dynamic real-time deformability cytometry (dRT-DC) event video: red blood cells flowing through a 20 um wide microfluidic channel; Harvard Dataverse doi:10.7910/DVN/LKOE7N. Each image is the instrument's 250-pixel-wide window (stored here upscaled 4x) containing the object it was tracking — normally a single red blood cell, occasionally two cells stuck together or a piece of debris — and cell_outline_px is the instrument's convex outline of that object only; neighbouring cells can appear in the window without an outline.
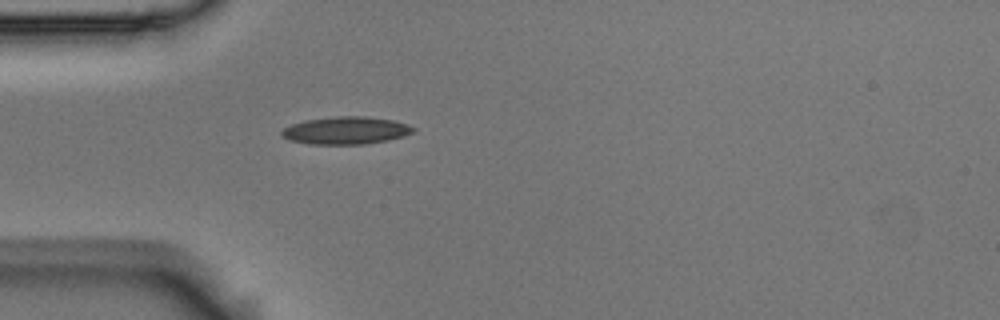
{"species": "Egyptian fruit bat (a non-hibernating species)", "species_latin": "Rousettus aegyptiacus", "temperature_condition": "room temperature", "stored_images_in_passage": 1, "camera_frame_rate_fps": 3000, "um_per_image_px": 0.085, "animal": {"sex": "male"}, "frame": {"image": 1, "passage_image": 1, "time_ms": 0.0, "image_size_px": [1000, 320], "cell_outline_px": [[416, 128], [412, 132], [404, 136], [388, 140], [364, 144], [308, 144], [288, 140], [280, 136], [280, 132], [284, 128], [292, 124], [308, 120], [336, 116], [364, 116], [392, 120], [408, 124]], "centroid_in_image_um": [29.38, 11.09], "position_along_channel_um": 55.6, "area_um2": 21.1}}